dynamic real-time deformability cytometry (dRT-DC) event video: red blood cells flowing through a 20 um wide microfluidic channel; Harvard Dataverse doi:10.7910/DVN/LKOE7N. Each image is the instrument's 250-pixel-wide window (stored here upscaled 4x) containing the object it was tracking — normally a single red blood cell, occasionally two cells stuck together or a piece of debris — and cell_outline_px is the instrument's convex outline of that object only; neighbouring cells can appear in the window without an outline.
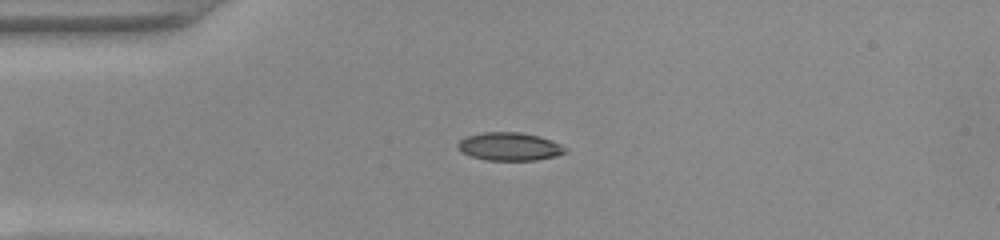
{"species": "common noctule bat (a hibernating species)", "species_latin": "Nyctalus noctula", "temperature_condition": "warm", "stored_images_in_passage": 40, "camera_frame_rate_fps": 3000, "um_per_image_px": 0.085, "animal": {"sex": "female", "body_mass_g": 22.0, "forearm_length_mm": 56.7}, "frame": {"image": 1, "passage_image": 1, "time_ms": 0.0, "image_size_px": [1000, 240], "cell_outline_px": [[568, 152], [556, 156], [536, 160], [484, 160], [472, 156], [464, 152], [456, 144], [460, 140], [468, 136], [484, 132], [520, 132], [540, 136], [552, 140], [568, 148]], "centroid_in_image_um": [43.38, 12.45], "position_along_channel_um": 41.6, "area_um2": 17.57}}
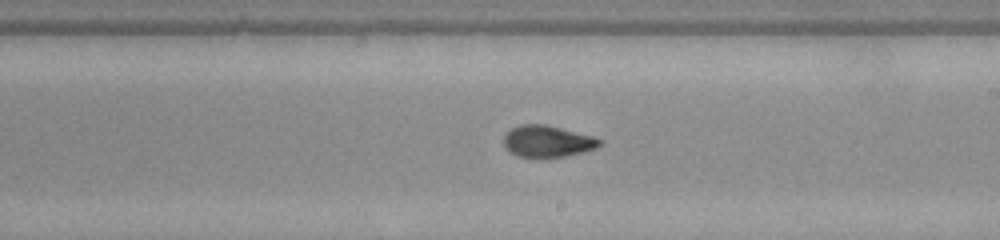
{"frame": {"image": 2, "passage_image": 18, "time_ms": 5.667, "image_size_px": [1000, 240], "cell_outline_px": [[604, 140], [596, 148], [584, 152], [564, 156], [516, 156], [504, 148], [504, 136], [512, 128], [520, 124], [544, 124], [592, 136]], "centroid_in_image_um": [46.53, 12.0], "position_along_channel_um": 242.5, "area_um2": 17.4}}
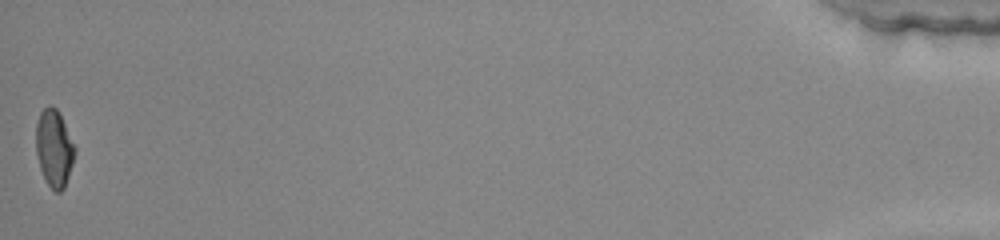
{"frame": {"image": 3, "passage_image": 40, "time_ms": 13.0, "image_size_px": [1000, 240], "cell_outline_px": [[76, 152], [64, 188], [60, 192], [56, 192], [48, 184], [40, 168], [36, 152], [36, 124], [40, 112], [48, 104], [52, 104], [56, 108], [76, 148]], "centroid_in_image_um": [4.59, 12.58], "position_along_channel_um": 430.6, "area_um2": 17.22}, "authors_computed_cell_mechanics": {"area_um2": 17.6868, "velocity_mm_per_s": 3.9454, "shape_relaxation_time_tau1_ms": null, "shape_relaxation_time_tau2_ms": 1.3954, "deformation_change_tau1": null, "deformation_change_tau2": 0.065}}